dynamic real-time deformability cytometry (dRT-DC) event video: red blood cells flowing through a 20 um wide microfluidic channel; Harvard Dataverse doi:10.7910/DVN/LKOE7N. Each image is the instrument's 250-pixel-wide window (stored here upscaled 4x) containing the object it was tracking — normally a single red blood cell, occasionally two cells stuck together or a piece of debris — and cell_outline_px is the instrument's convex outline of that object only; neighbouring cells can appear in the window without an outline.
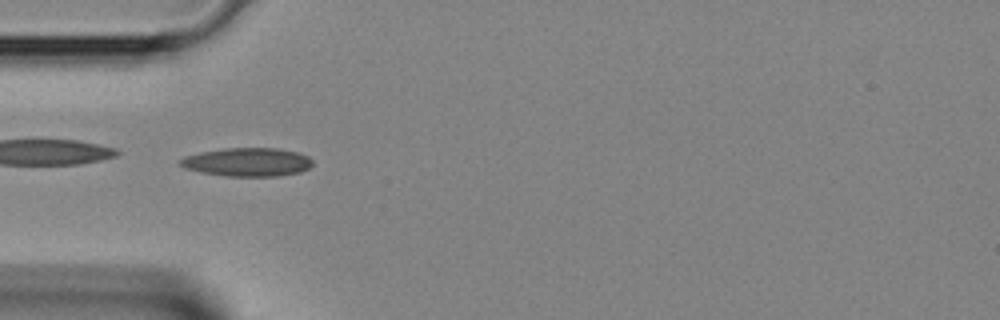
{"species": "Egyptian fruit bat (a non-hibernating species)", "species_latin": "Rousettus aegyptiacus", "temperature_condition": "room temperature", "stored_images_in_passage": 3, "camera_frame_rate_fps": 3000, "um_per_image_px": 0.085, "animal": {"sex": "female"}, "frame": {"image": 1, "passage_image": 3, "time_ms": 0.667, "image_size_px": [1000, 320], "cell_outline_px": [[312, 164], [308, 168], [300, 172], [276, 176], [224, 176], [200, 172], [184, 168], [180, 164], [180, 160], [184, 156], [200, 152], [224, 148], [276, 148], [296, 152], [308, 156], [312, 160]], "centroid_in_image_um": [21.0, 13.77], "position_along_channel_um": 64.0, "area_um2": 21.96}}